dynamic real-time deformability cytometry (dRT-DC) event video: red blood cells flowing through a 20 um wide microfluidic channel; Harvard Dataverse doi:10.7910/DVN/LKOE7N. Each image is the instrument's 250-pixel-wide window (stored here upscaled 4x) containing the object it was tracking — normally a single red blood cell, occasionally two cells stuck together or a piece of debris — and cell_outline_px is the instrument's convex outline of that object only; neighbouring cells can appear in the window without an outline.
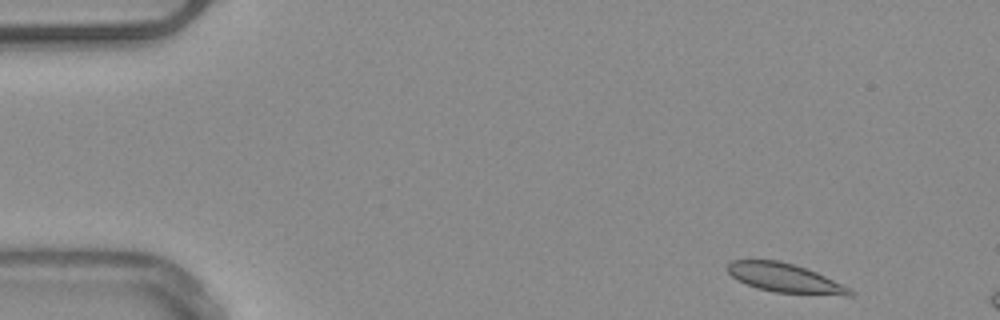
{"species": "common noctule bat (a hibernating species)", "species_latin": "Nyctalus noctula", "temperature_condition": "warm", "stored_images_in_passage": 8, "camera_frame_rate_fps": 3000, "um_per_image_px": 0.085, "animal": {"sex": "male", "body_mass_g": 20.4}, "frame": {"image": 1, "passage_image": 2, "time_ms": 0.333, "image_size_px": [1000, 320], "cell_outline_px": [[852, 292], [848, 296], [776, 292], [760, 288], [748, 284], [732, 276], [728, 272], [728, 264], [732, 260], [776, 260], [792, 264], [816, 272], [848, 288]], "centroid_in_image_um": [66.69, 23.62], "position_along_channel_um": 18.3, "area_um2": 19.94}}